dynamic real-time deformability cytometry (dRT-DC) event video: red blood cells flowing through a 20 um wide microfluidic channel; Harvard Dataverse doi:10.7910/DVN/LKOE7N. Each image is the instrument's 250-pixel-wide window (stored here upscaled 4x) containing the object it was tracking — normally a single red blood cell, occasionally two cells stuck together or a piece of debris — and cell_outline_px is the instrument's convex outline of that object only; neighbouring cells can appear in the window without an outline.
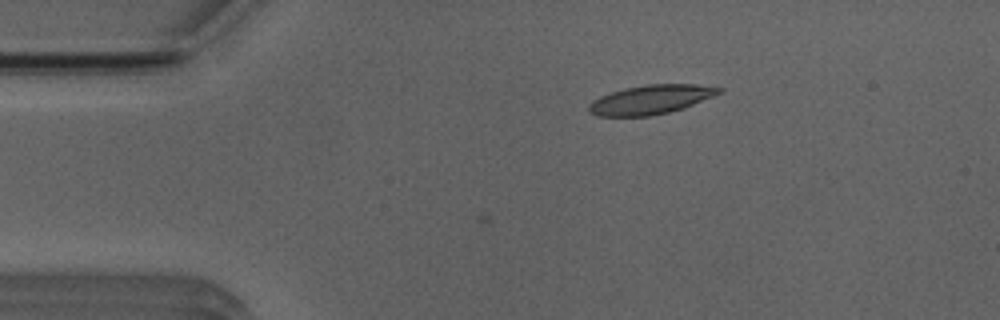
{"species": "Egyptian fruit bat (a non-hibernating species)", "species_latin": "Rousettus aegyptiacus", "temperature_condition": "room temperature", "stored_images_in_passage": 3, "camera_frame_rate_fps": 3000, "um_per_image_px": 0.085, "animal": {"sex": "male"}, "frame": {"image": 1, "passage_image": 3, "time_ms": 0.667, "image_size_px": [1000, 320], "cell_outline_px": [[724, 92], [684, 108], [652, 116], [596, 116], [588, 112], [588, 104], [592, 100], [600, 96], [624, 88], [644, 84], [696, 84], [724, 88]], "centroid_in_image_um": [55.32, 8.46], "position_along_channel_um": 29.7, "area_um2": 22.37}}